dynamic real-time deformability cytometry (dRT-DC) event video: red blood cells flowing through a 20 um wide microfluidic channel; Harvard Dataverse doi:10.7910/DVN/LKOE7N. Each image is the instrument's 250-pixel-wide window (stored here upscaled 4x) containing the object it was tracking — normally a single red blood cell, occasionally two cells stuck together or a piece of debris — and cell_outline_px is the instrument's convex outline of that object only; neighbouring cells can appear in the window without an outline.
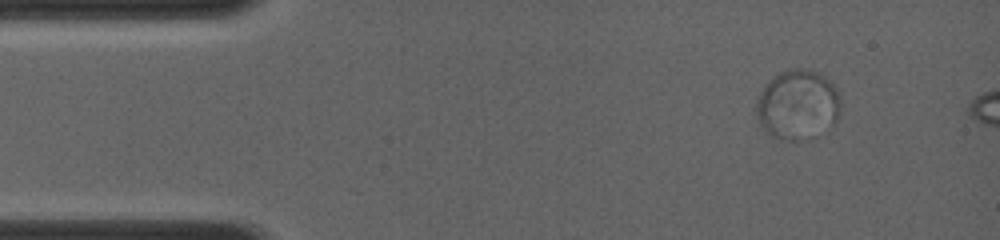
{"species": "common noctule bat (a hibernating species)", "species_latin": "Nyctalus noctula", "temperature_condition": "room temperature", "stored_images_in_passage": 7, "camera_frame_rate_fps": 4000, "um_per_image_px": 0.085, "animal": {"sex": "female", "body_mass_g": 19.0, "forearm_length_mm": 56.7}, "frame": {"image": 1, "passage_image": 4, "time_ms": 1.25, "image_size_px": [1000, 240], "cell_outline_px": [[840, 112], [836, 120], [832, 124], [796, 140], [780, 140], [772, 136], [760, 124], [756, 116], [756, 104], [760, 92], [764, 84], [772, 76], [788, 68], [800, 68], [820, 72], [836, 88], [840, 104]], "centroid_in_image_um": [67.75, 8.83], "position_along_channel_um": 17.3, "area_um2": 33.76}}